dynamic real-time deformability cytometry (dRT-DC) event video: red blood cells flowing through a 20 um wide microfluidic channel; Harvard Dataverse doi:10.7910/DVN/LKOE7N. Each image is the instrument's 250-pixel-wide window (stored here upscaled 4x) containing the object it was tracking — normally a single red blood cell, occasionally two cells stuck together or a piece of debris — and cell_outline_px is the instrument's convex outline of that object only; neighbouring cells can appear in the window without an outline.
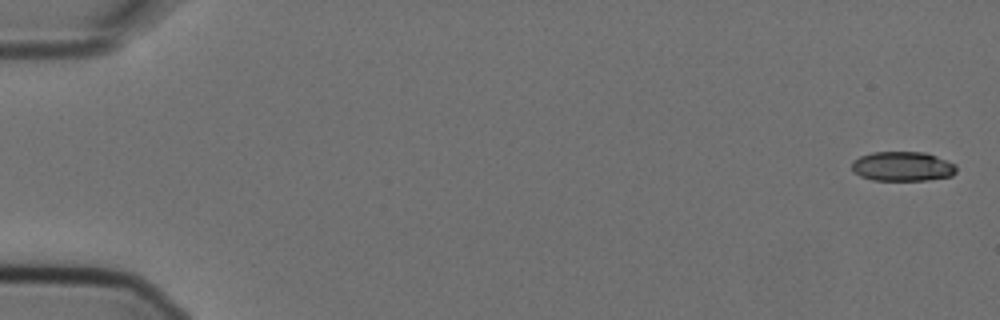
{"species": "Egyptian fruit bat (a non-hibernating species)", "species_latin": "Rousettus aegyptiacus", "temperature_condition": "cold", "stored_images_in_passage": 7, "camera_frame_rate_fps": 3000, "um_per_image_px": 0.085, "animal": {"sex": "female"}, "frame": {"image": 1, "passage_image": 1, "time_ms": 0.0, "image_size_px": [1000, 320], "cell_outline_px": [[956, 172], [952, 176], [928, 180], [872, 180], [860, 176], [852, 168], [852, 160], [860, 156], [872, 152], [924, 152], [936, 156], [956, 164]], "centroid_in_image_um": [76.72, 14.14], "position_along_channel_um": 8.3, "area_um2": 18.03}}
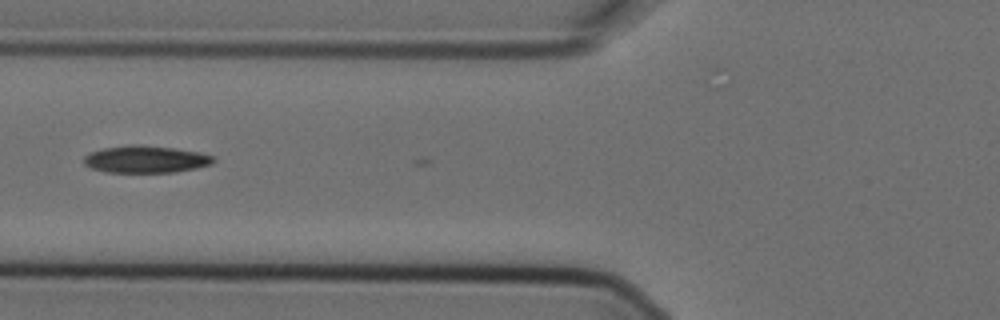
{"frame": {"image": 2, "passage_image": 6, "time_ms": 1.667, "image_size_px": [1000, 320], "cell_outline_px": [[216, 160], [212, 164], [196, 168], [176, 172], [108, 172], [92, 168], [84, 164], [84, 156], [92, 152], [104, 148], [128, 144], [136, 144], [176, 148], [200, 152], [216, 156]], "centroid_in_image_um": [12.45, 13.53], "position_along_channel_um": 113.4, "area_um2": 20.63}}
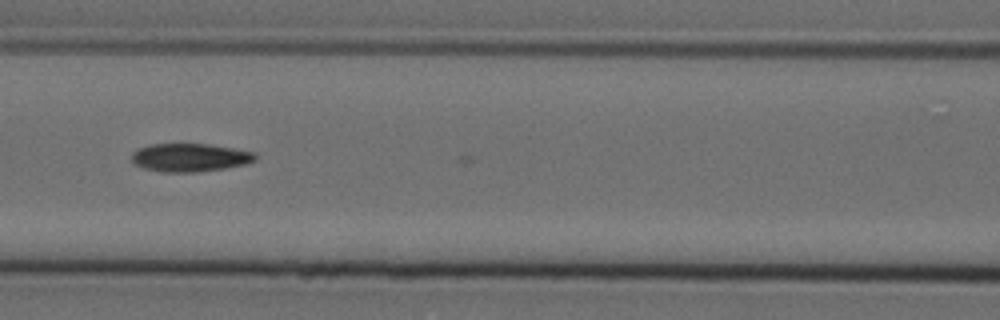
{"frame": {"image": 3, "passage_image": 7, "time_ms": 2.0, "image_size_px": [1000, 320], "cell_outline_px": [[256, 160], [244, 164], [224, 168], [196, 172], [160, 172], [144, 168], [136, 164], [132, 160], [132, 152], [136, 148], [148, 144], [208, 144], [256, 152]], "centroid_in_image_um": [16.11, 13.38], "position_along_channel_um": 150.5, "area_um2": 20.35}}